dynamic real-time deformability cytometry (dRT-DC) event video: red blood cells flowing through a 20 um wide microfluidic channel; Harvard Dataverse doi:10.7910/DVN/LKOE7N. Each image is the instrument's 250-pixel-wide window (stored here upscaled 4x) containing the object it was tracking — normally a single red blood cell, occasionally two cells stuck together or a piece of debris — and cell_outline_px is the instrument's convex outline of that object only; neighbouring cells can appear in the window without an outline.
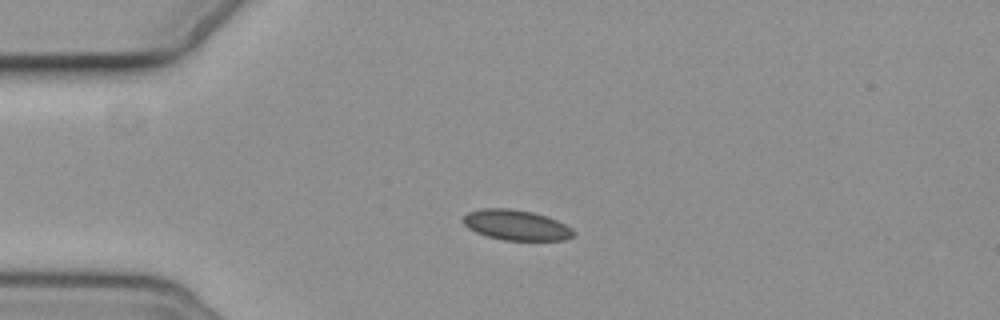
{"species": "common noctule bat (a hibernating species)", "species_latin": "Nyctalus noctula", "temperature_condition": "cold", "stored_images_in_passage": 5, "camera_frame_rate_fps": 3000, "um_per_image_px": 0.085, "animal": {"sex": "female", "body_mass_g": 19.3, "forearm_length_mm": 54.1}, "frame": {"image": 1, "passage_image": 4, "time_ms": 3.333, "image_size_px": [1000, 320], "cell_outline_px": [[576, 236], [564, 240], [504, 240], [488, 236], [476, 232], [468, 228], [460, 220], [468, 212], [484, 208], [508, 208], [532, 212], [556, 220], [572, 228], [576, 232]], "centroid_in_image_um": [43.88, 19.13], "position_along_channel_um": 41.1, "area_um2": 19.48}}